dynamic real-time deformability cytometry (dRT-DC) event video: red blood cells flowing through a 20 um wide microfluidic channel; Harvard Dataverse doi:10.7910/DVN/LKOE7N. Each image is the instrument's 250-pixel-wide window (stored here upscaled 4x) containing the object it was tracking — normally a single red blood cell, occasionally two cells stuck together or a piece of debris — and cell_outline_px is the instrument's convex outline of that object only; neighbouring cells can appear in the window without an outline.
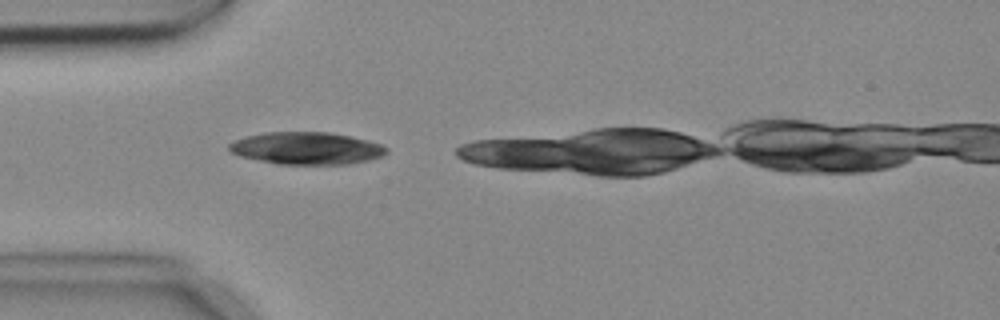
{"species": "common noctule bat (a hibernating species)", "species_latin": "Nyctalus noctula", "temperature_condition": "cold", "stored_images_in_passage": 2, "camera_frame_rate_fps": 3000, "um_per_image_px": 0.085, "animal": {"sex": "female", "body_mass_g": 18.4}, "frame": {"image": 1, "passage_image": 1, "time_ms": 0.0, "image_size_px": [1000, 320], "cell_outline_px": [[388, 152], [380, 156], [368, 160], [348, 164], [280, 164], [240, 156], [232, 152], [228, 148], [228, 144], [236, 140], [248, 136], [268, 132], [328, 132], [348, 136], [380, 144], [388, 148]], "centroid_in_image_um": [26.05, 12.6], "position_along_channel_um": 58.9, "area_um2": 29.13}}